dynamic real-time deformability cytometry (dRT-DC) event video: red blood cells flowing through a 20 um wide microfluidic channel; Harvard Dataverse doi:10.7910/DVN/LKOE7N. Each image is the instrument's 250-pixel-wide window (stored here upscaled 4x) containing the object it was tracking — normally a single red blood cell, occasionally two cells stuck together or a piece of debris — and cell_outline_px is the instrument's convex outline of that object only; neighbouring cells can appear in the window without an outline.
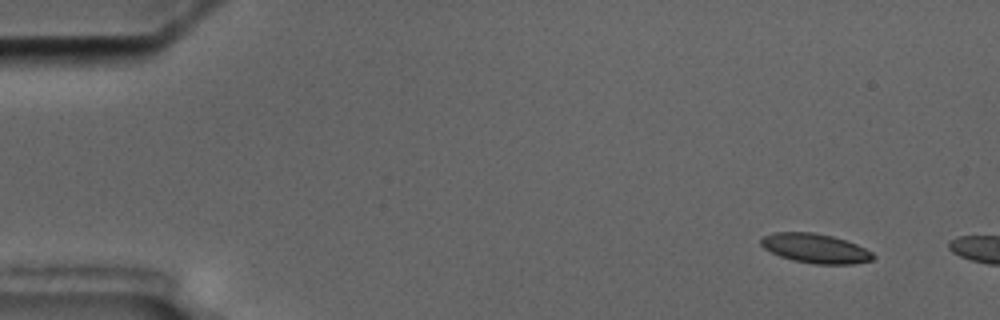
{"species": "common noctule bat (a hibernating species)", "species_latin": "Nyctalus noctula", "temperature_condition": "cold", "stored_images_in_passage": 3, "camera_frame_rate_fps": 3000, "um_per_image_px": 0.085, "animal": {"sex": "male", "body_mass_g": 17.5, "forearm_length_mm": 52.3}, "frame": {"image": 1, "passage_image": 1, "time_ms": 0.0, "image_size_px": [1000, 320], "cell_outline_px": [[876, 256], [872, 260], [852, 264], [812, 264], [792, 260], [780, 256], [764, 248], [760, 244], [760, 240], [764, 236], [776, 232], [812, 232], [832, 236], [856, 244], [872, 252]], "centroid_in_image_um": [69.3, 21.12], "position_along_channel_um": 15.7, "area_um2": 19.13}}